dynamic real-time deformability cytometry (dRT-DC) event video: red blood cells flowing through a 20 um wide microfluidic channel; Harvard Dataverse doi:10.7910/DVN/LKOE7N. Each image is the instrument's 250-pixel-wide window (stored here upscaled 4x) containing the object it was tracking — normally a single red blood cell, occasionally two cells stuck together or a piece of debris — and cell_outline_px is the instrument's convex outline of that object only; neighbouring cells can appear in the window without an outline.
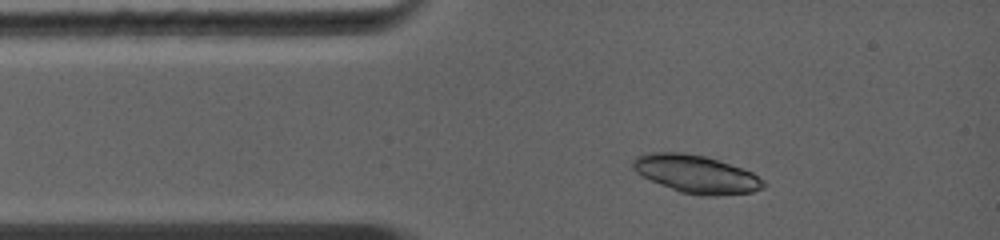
{"species": "common noctule bat (a hibernating species)", "species_latin": "Nyctalus noctula", "temperature_condition": "warm", "stored_images_in_passage": 3, "camera_frame_rate_fps": 5000, "um_per_image_px": 0.085, "animal": {"sex": "female", "body_mass_g": 19.0, "forearm_length_mm": 56.7}, "frame": {"image": 1, "passage_image": 1, "time_ms": 0.0, "image_size_px": [1000, 240], "cell_outline_px": [[768, 184], [764, 188], [752, 192], [716, 196], [700, 196], [680, 192], [660, 184], [636, 172], [632, 168], [632, 160], [636, 156], [644, 152], [684, 152], [704, 156], [752, 172], [764, 180]], "centroid_in_image_um": [59.17, 14.8], "position_along_channel_um": 25.8, "area_um2": 28.9}}